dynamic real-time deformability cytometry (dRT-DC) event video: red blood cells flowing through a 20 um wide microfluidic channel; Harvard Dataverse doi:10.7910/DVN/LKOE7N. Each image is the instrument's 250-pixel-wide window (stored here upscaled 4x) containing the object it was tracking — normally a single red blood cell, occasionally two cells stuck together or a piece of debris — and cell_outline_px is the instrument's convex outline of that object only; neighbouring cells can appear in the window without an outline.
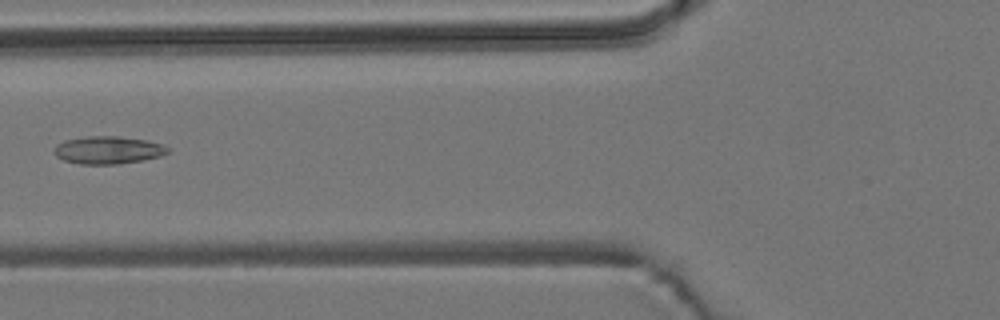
{"species": "common noctule bat (a hibernating species)", "species_latin": "Nyctalus noctula", "temperature_condition": "room temperature", "stored_images_in_passage": 5, "camera_frame_rate_fps": 3000, "um_per_image_px": 0.085, "animal": {"sex": "male", "body_mass_g": 19.2, "forearm_length_mm": 51.8}, "frame": {"image": 1, "passage_image": 5, "time_ms": 1.333, "image_size_px": [1000, 320], "cell_outline_px": [[168, 152], [160, 156], [140, 160], [116, 164], [80, 164], [64, 160], [56, 156], [56, 144], [64, 140], [84, 136], [120, 136], [148, 140], [164, 144], [168, 148]], "centroid_in_image_um": [9.19, 12.74], "position_along_channel_um": 116.6, "area_um2": 18.26}}